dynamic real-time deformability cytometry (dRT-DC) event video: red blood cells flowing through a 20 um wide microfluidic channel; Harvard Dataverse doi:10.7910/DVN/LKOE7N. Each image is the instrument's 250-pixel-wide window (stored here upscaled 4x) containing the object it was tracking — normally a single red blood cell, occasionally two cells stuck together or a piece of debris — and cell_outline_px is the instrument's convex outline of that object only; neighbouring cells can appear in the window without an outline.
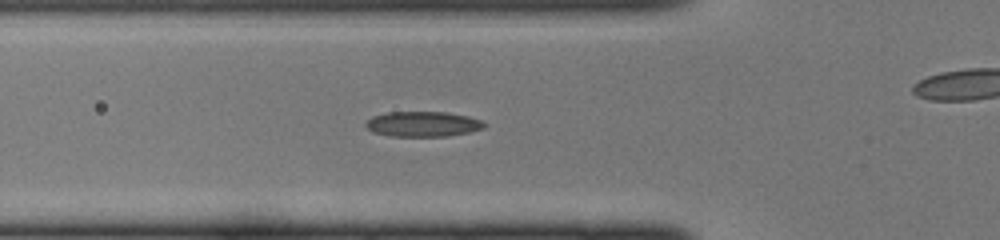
{"species": "common noctule bat (a hibernating species)", "species_latin": "Nyctalus noctula", "temperature_condition": "cold", "stored_images_in_passage": 24, "camera_frame_rate_fps": 3000, "um_per_image_px": 0.085, "animal": {"sex": "female", "body_mass_g": 22.0, "forearm_length_mm": 56.7}, "frame": {"image": 1, "passage_image": 2, "time_ms": 0.333, "image_size_px": [1000, 240], "cell_outline_px": [[488, 124], [484, 128], [472, 132], [448, 136], [388, 136], [372, 132], [364, 124], [372, 116], [388, 112], [448, 112], [468, 116], [480, 120]], "centroid_in_image_um": [35.97, 10.55], "position_along_channel_um": 89.8, "area_um2": 17.57}}
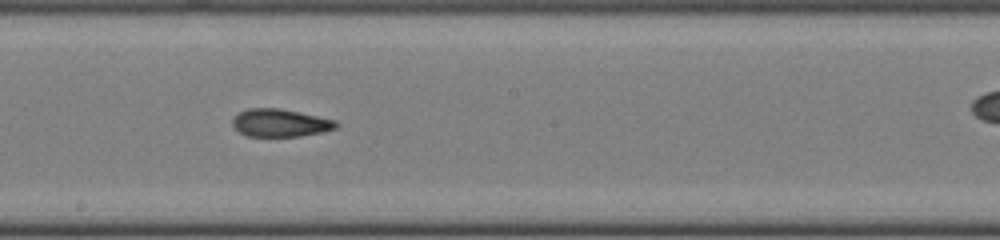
{"frame": {"image": 2, "passage_image": 11, "time_ms": 3.333, "image_size_px": [1000, 240], "cell_outline_px": [[340, 124], [336, 128], [324, 132], [300, 136], [244, 136], [232, 124], [232, 120], [236, 112], [248, 108], [280, 108], [336, 120]], "centroid_in_image_um": [23.81, 10.44], "position_along_channel_um": 224.4, "area_um2": 16.94}}
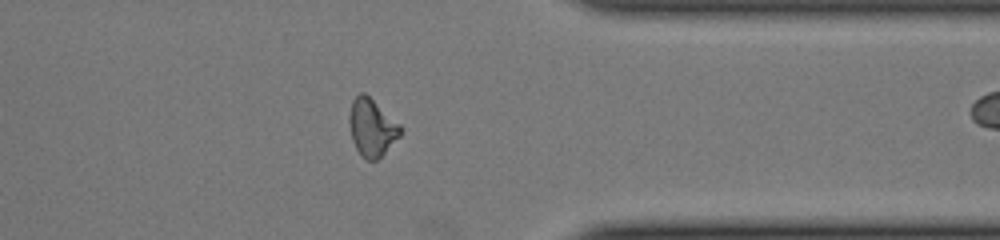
{"frame": {"image": 3, "passage_image": 22, "time_ms": 7.0, "image_size_px": [1000, 240], "cell_outline_px": [[404, 128], [400, 136], [376, 160], [368, 160], [356, 148], [352, 140], [348, 120], [348, 116], [352, 100], [360, 92], [364, 92], [400, 124]], "centroid_in_image_um": [31.6, 10.81], "position_along_channel_um": 379.8, "area_um2": 16.94}}